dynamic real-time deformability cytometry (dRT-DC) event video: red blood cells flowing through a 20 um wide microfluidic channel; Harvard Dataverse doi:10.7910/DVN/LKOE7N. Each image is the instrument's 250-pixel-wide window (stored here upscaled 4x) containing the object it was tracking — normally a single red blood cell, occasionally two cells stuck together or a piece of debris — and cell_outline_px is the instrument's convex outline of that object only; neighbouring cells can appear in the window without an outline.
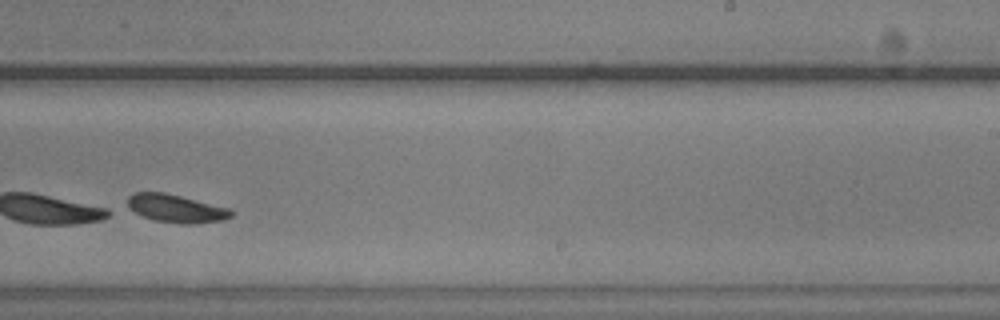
{"species": "common noctule bat (a hibernating species)", "species_latin": "Nyctalus noctula", "temperature_condition": "warm", "stored_images_in_passage": 41, "segment_of_instrument_passage": [2, 2], "camera_frame_rate_fps": 3000, "um_per_image_px": 0.085, "animal": {"sex": "male", "body_mass_g": 20.5, "forearm_length_mm": 52.5}, "frame": {"image": 1, "passage_image": 23, "time_ms": 7.333, "image_size_px": [1000, 320], "cell_outline_px": [[236, 212], [232, 216], [224, 220], [196, 224], [184, 224], [152, 220], [128, 208], [128, 196], [132, 192], [164, 192], [228, 208]], "centroid_in_image_um": [14.97, 17.73], "position_along_channel_um": 274.0, "area_um2": 16.94}}